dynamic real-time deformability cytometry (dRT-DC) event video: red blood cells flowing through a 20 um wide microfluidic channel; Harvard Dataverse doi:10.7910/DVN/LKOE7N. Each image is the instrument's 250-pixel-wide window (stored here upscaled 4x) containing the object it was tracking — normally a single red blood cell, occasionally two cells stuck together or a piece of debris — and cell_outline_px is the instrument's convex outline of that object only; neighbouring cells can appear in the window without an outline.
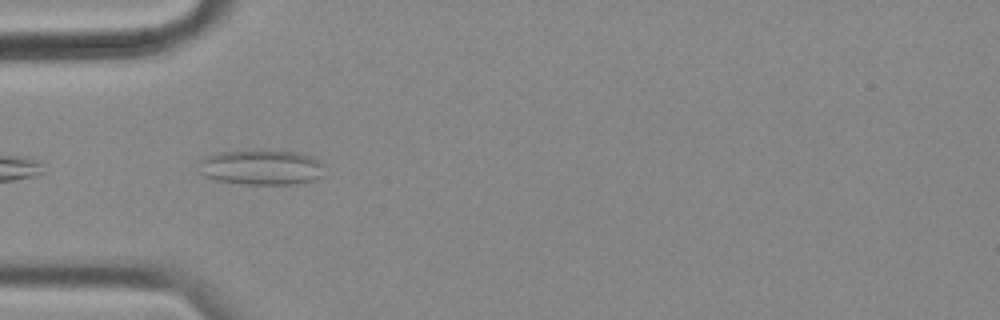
{"species": "common noctule bat (a hibernating species)", "species_latin": "Nyctalus noctula", "temperature_condition": "cold", "stored_images_in_passage": 9, "camera_frame_rate_fps": 3000, "um_per_image_px": 0.085, "animal": {"sex": "female", "body_mass_g": 18.4}, "frame": {"image": 1, "passage_image": 2, "time_ms": 0.333, "image_size_px": [1000, 320], "cell_outline_px": [[324, 176], [312, 180], [296, 184], [244, 184], [216, 180], [200, 176], [200, 160], [208, 156], [220, 152], [296, 152], [308, 156], [324, 164]], "centroid_in_image_um": [22.21, 14.26], "position_along_channel_um": 62.8, "area_um2": 25.2}}